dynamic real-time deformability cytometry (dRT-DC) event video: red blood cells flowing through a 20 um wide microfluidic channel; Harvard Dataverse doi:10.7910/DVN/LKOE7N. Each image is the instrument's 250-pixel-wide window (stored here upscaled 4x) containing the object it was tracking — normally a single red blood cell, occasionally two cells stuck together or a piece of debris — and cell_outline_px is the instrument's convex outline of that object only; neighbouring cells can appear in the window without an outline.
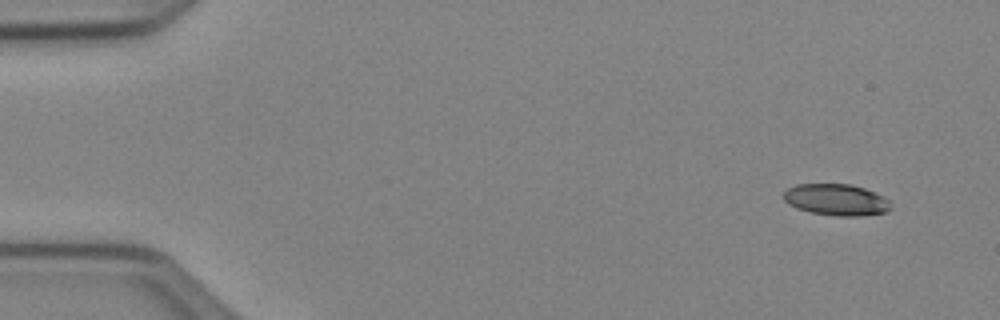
{"species": "Egyptian fruit bat (a non-hibernating species)", "species_latin": "Rousettus aegyptiacus", "temperature_condition": "cold", "stored_images_in_passage": 12, "camera_frame_rate_fps": 3000, "um_per_image_px": 0.085, "animal": {"sex": "female"}, "frame": {"image": 1, "passage_image": 1, "time_ms": 0.0, "image_size_px": [1000, 320], "cell_outline_px": [[892, 208], [884, 212], [860, 216], [836, 216], [812, 212], [796, 208], [788, 204], [784, 200], [784, 192], [788, 188], [796, 184], [848, 184], [864, 188], [884, 196], [888, 200]], "centroid_in_image_um": [71.07, 16.98], "position_along_channel_um": 13.9, "area_um2": 19.59}}